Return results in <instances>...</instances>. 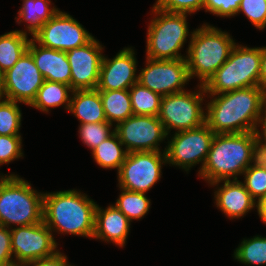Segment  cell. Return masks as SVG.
Segmentation results:
<instances>
[{
  "label": "cell",
  "mask_w": 266,
  "mask_h": 266,
  "mask_svg": "<svg viewBox=\"0 0 266 266\" xmlns=\"http://www.w3.org/2000/svg\"><path fill=\"white\" fill-rule=\"evenodd\" d=\"M210 96L216 98L207 104L205 123L215 134L257 130L266 105V91L260 85Z\"/></svg>",
  "instance_id": "1"
},
{
  "label": "cell",
  "mask_w": 266,
  "mask_h": 266,
  "mask_svg": "<svg viewBox=\"0 0 266 266\" xmlns=\"http://www.w3.org/2000/svg\"><path fill=\"white\" fill-rule=\"evenodd\" d=\"M97 204L76 190L43 194V222L52 231L93 238Z\"/></svg>",
  "instance_id": "2"
},
{
  "label": "cell",
  "mask_w": 266,
  "mask_h": 266,
  "mask_svg": "<svg viewBox=\"0 0 266 266\" xmlns=\"http://www.w3.org/2000/svg\"><path fill=\"white\" fill-rule=\"evenodd\" d=\"M256 137V132L215 134L200 177L211 185L230 177L237 179L250 166Z\"/></svg>",
  "instance_id": "3"
},
{
  "label": "cell",
  "mask_w": 266,
  "mask_h": 266,
  "mask_svg": "<svg viewBox=\"0 0 266 266\" xmlns=\"http://www.w3.org/2000/svg\"><path fill=\"white\" fill-rule=\"evenodd\" d=\"M186 62L190 79L197 76L205 85L219 67L225 63L236 44L226 32L203 25L191 33Z\"/></svg>",
  "instance_id": "4"
},
{
  "label": "cell",
  "mask_w": 266,
  "mask_h": 266,
  "mask_svg": "<svg viewBox=\"0 0 266 266\" xmlns=\"http://www.w3.org/2000/svg\"><path fill=\"white\" fill-rule=\"evenodd\" d=\"M1 177V176H0ZM43 221V193L17 175L0 178V225H34Z\"/></svg>",
  "instance_id": "5"
},
{
  "label": "cell",
  "mask_w": 266,
  "mask_h": 266,
  "mask_svg": "<svg viewBox=\"0 0 266 266\" xmlns=\"http://www.w3.org/2000/svg\"><path fill=\"white\" fill-rule=\"evenodd\" d=\"M261 48L234 45L230 55L204 85L206 93L220 94L260 85Z\"/></svg>",
  "instance_id": "6"
},
{
  "label": "cell",
  "mask_w": 266,
  "mask_h": 266,
  "mask_svg": "<svg viewBox=\"0 0 266 266\" xmlns=\"http://www.w3.org/2000/svg\"><path fill=\"white\" fill-rule=\"evenodd\" d=\"M158 17L151 20L147 35V58L174 60L186 58L178 52L189 35L186 13H171L153 7Z\"/></svg>",
  "instance_id": "7"
},
{
  "label": "cell",
  "mask_w": 266,
  "mask_h": 266,
  "mask_svg": "<svg viewBox=\"0 0 266 266\" xmlns=\"http://www.w3.org/2000/svg\"><path fill=\"white\" fill-rule=\"evenodd\" d=\"M199 88L197 93H188L184 90L162 97L158 118L163 123L167 134L170 129H176L178 132L185 131L205 123L206 113L201 103L206 91L203 85Z\"/></svg>",
  "instance_id": "8"
},
{
  "label": "cell",
  "mask_w": 266,
  "mask_h": 266,
  "mask_svg": "<svg viewBox=\"0 0 266 266\" xmlns=\"http://www.w3.org/2000/svg\"><path fill=\"white\" fill-rule=\"evenodd\" d=\"M215 133L203 125L185 131H177L165 148L167 163L181 166L185 171L202 162V170Z\"/></svg>",
  "instance_id": "9"
},
{
  "label": "cell",
  "mask_w": 266,
  "mask_h": 266,
  "mask_svg": "<svg viewBox=\"0 0 266 266\" xmlns=\"http://www.w3.org/2000/svg\"><path fill=\"white\" fill-rule=\"evenodd\" d=\"M128 153L118 171L120 189L146 193L161 178V167L167 163L165 151Z\"/></svg>",
  "instance_id": "10"
},
{
  "label": "cell",
  "mask_w": 266,
  "mask_h": 266,
  "mask_svg": "<svg viewBox=\"0 0 266 266\" xmlns=\"http://www.w3.org/2000/svg\"><path fill=\"white\" fill-rule=\"evenodd\" d=\"M11 230V249L16 265H24L58 252L52 231L42 221L34 225L19 226ZM57 250V251H56Z\"/></svg>",
  "instance_id": "11"
},
{
  "label": "cell",
  "mask_w": 266,
  "mask_h": 266,
  "mask_svg": "<svg viewBox=\"0 0 266 266\" xmlns=\"http://www.w3.org/2000/svg\"><path fill=\"white\" fill-rule=\"evenodd\" d=\"M115 126L128 153L160 151L159 142L168 135L158 116L132 115Z\"/></svg>",
  "instance_id": "12"
},
{
  "label": "cell",
  "mask_w": 266,
  "mask_h": 266,
  "mask_svg": "<svg viewBox=\"0 0 266 266\" xmlns=\"http://www.w3.org/2000/svg\"><path fill=\"white\" fill-rule=\"evenodd\" d=\"M38 44L67 52L84 46L93 36L69 14L58 11L32 36Z\"/></svg>",
  "instance_id": "13"
},
{
  "label": "cell",
  "mask_w": 266,
  "mask_h": 266,
  "mask_svg": "<svg viewBox=\"0 0 266 266\" xmlns=\"http://www.w3.org/2000/svg\"><path fill=\"white\" fill-rule=\"evenodd\" d=\"M43 82L44 78L32 55L26 51L13 67L4 73L0 96L30 105Z\"/></svg>",
  "instance_id": "14"
},
{
  "label": "cell",
  "mask_w": 266,
  "mask_h": 266,
  "mask_svg": "<svg viewBox=\"0 0 266 266\" xmlns=\"http://www.w3.org/2000/svg\"><path fill=\"white\" fill-rule=\"evenodd\" d=\"M147 59V65L138 75V83L162 97L184 91L190 79L185 58L174 60Z\"/></svg>",
  "instance_id": "15"
},
{
  "label": "cell",
  "mask_w": 266,
  "mask_h": 266,
  "mask_svg": "<svg viewBox=\"0 0 266 266\" xmlns=\"http://www.w3.org/2000/svg\"><path fill=\"white\" fill-rule=\"evenodd\" d=\"M102 46L94 37L84 46L66 52L70 67V87L74 90H94L98 86L103 55Z\"/></svg>",
  "instance_id": "16"
},
{
  "label": "cell",
  "mask_w": 266,
  "mask_h": 266,
  "mask_svg": "<svg viewBox=\"0 0 266 266\" xmlns=\"http://www.w3.org/2000/svg\"><path fill=\"white\" fill-rule=\"evenodd\" d=\"M134 50L124 48L112 60L103 56L98 91L124 90L138 82Z\"/></svg>",
  "instance_id": "17"
},
{
  "label": "cell",
  "mask_w": 266,
  "mask_h": 266,
  "mask_svg": "<svg viewBox=\"0 0 266 266\" xmlns=\"http://www.w3.org/2000/svg\"><path fill=\"white\" fill-rule=\"evenodd\" d=\"M38 45L31 39L27 51L32 55L44 80L70 86L71 67L66 52Z\"/></svg>",
  "instance_id": "18"
},
{
  "label": "cell",
  "mask_w": 266,
  "mask_h": 266,
  "mask_svg": "<svg viewBox=\"0 0 266 266\" xmlns=\"http://www.w3.org/2000/svg\"><path fill=\"white\" fill-rule=\"evenodd\" d=\"M130 220L114 205L95 210V230L93 238L114 242L124 246L129 233Z\"/></svg>",
  "instance_id": "19"
},
{
  "label": "cell",
  "mask_w": 266,
  "mask_h": 266,
  "mask_svg": "<svg viewBox=\"0 0 266 266\" xmlns=\"http://www.w3.org/2000/svg\"><path fill=\"white\" fill-rule=\"evenodd\" d=\"M224 185L215 191L217 207L230 218H239L257 207L255 199L237 179L222 180Z\"/></svg>",
  "instance_id": "20"
},
{
  "label": "cell",
  "mask_w": 266,
  "mask_h": 266,
  "mask_svg": "<svg viewBox=\"0 0 266 266\" xmlns=\"http://www.w3.org/2000/svg\"><path fill=\"white\" fill-rule=\"evenodd\" d=\"M71 94L73 97L70 100L69 111L80 120V124L107 121L97 89L74 90Z\"/></svg>",
  "instance_id": "21"
},
{
  "label": "cell",
  "mask_w": 266,
  "mask_h": 266,
  "mask_svg": "<svg viewBox=\"0 0 266 266\" xmlns=\"http://www.w3.org/2000/svg\"><path fill=\"white\" fill-rule=\"evenodd\" d=\"M107 122L117 124L133 115L129 90L99 91Z\"/></svg>",
  "instance_id": "22"
},
{
  "label": "cell",
  "mask_w": 266,
  "mask_h": 266,
  "mask_svg": "<svg viewBox=\"0 0 266 266\" xmlns=\"http://www.w3.org/2000/svg\"><path fill=\"white\" fill-rule=\"evenodd\" d=\"M31 39L24 31H11L0 36V69L4 74L27 51Z\"/></svg>",
  "instance_id": "23"
},
{
  "label": "cell",
  "mask_w": 266,
  "mask_h": 266,
  "mask_svg": "<svg viewBox=\"0 0 266 266\" xmlns=\"http://www.w3.org/2000/svg\"><path fill=\"white\" fill-rule=\"evenodd\" d=\"M72 91L69 85L44 80L42 86L37 91L35 99L29 106L48 112L49 107L54 109V107L66 103L65 107L69 110L71 97L68 93Z\"/></svg>",
  "instance_id": "24"
},
{
  "label": "cell",
  "mask_w": 266,
  "mask_h": 266,
  "mask_svg": "<svg viewBox=\"0 0 266 266\" xmlns=\"http://www.w3.org/2000/svg\"><path fill=\"white\" fill-rule=\"evenodd\" d=\"M50 3V0H23V5L18 11L19 17L16 20L19 21L18 23L22 20L29 23L27 30L34 35L59 11L55 6L50 8Z\"/></svg>",
  "instance_id": "25"
},
{
  "label": "cell",
  "mask_w": 266,
  "mask_h": 266,
  "mask_svg": "<svg viewBox=\"0 0 266 266\" xmlns=\"http://www.w3.org/2000/svg\"><path fill=\"white\" fill-rule=\"evenodd\" d=\"M122 145L123 143L114 131L110 137L92 150L94 160L100 167L117 168L119 171L128 154L126 150L122 149Z\"/></svg>",
  "instance_id": "26"
},
{
  "label": "cell",
  "mask_w": 266,
  "mask_h": 266,
  "mask_svg": "<svg viewBox=\"0 0 266 266\" xmlns=\"http://www.w3.org/2000/svg\"><path fill=\"white\" fill-rule=\"evenodd\" d=\"M133 115L158 116L162 96L136 82L129 91Z\"/></svg>",
  "instance_id": "27"
},
{
  "label": "cell",
  "mask_w": 266,
  "mask_h": 266,
  "mask_svg": "<svg viewBox=\"0 0 266 266\" xmlns=\"http://www.w3.org/2000/svg\"><path fill=\"white\" fill-rule=\"evenodd\" d=\"M115 206L130 220L141 219L150 208V200L145 193L128 191L121 189Z\"/></svg>",
  "instance_id": "28"
},
{
  "label": "cell",
  "mask_w": 266,
  "mask_h": 266,
  "mask_svg": "<svg viewBox=\"0 0 266 266\" xmlns=\"http://www.w3.org/2000/svg\"><path fill=\"white\" fill-rule=\"evenodd\" d=\"M235 259L244 264L265 265L266 264V237L255 236L243 240L234 252Z\"/></svg>",
  "instance_id": "29"
},
{
  "label": "cell",
  "mask_w": 266,
  "mask_h": 266,
  "mask_svg": "<svg viewBox=\"0 0 266 266\" xmlns=\"http://www.w3.org/2000/svg\"><path fill=\"white\" fill-rule=\"evenodd\" d=\"M2 97L0 96V100ZM21 111L17 102L9 99L0 101V135H20Z\"/></svg>",
  "instance_id": "30"
},
{
  "label": "cell",
  "mask_w": 266,
  "mask_h": 266,
  "mask_svg": "<svg viewBox=\"0 0 266 266\" xmlns=\"http://www.w3.org/2000/svg\"><path fill=\"white\" fill-rule=\"evenodd\" d=\"M111 127L107 121L80 124L79 134L83 143L93 150L114 133L115 130L110 132Z\"/></svg>",
  "instance_id": "31"
},
{
  "label": "cell",
  "mask_w": 266,
  "mask_h": 266,
  "mask_svg": "<svg viewBox=\"0 0 266 266\" xmlns=\"http://www.w3.org/2000/svg\"><path fill=\"white\" fill-rule=\"evenodd\" d=\"M244 187L250 195L260 201L266 196V168L248 167L244 173Z\"/></svg>",
  "instance_id": "32"
},
{
  "label": "cell",
  "mask_w": 266,
  "mask_h": 266,
  "mask_svg": "<svg viewBox=\"0 0 266 266\" xmlns=\"http://www.w3.org/2000/svg\"><path fill=\"white\" fill-rule=\"evenodd\" d=\"M240 12L259 30L266 27V0H241L236 14Z\"/></svg>",
  "instance_id": "33"
},
{
  "label": "cell",
  "mask_w": 266,
  "mask_h": 266,
  "mask_svg": "<svg viewBox=\"0 0 266 266\" xmlns=\"http://www.w3.org/2000/svg\"><path fill=\"white\" fill-rule=\"evenodd\" d=\"M21 135H0V165L22 157Z\"/></svg>",
  "instance_id": "34"
},
{
  "label": "cell",
  "mask_w": 266,
  "mask_h": 266,
  "mask_svg": "<svg viewBox=\"0 0 266 266\" xmlns=\"http://www.w3.org/2000/svg\"><path fill=\"white\" fill-rule=\"evenodd\" d=\"M205 0H157L153 6L171 13H194L203 8Z\"/></svg>",
  "instance_id": "35"
},
{
  "label": "cell",
  "mask_w": 266,
  "mask_h": 266,
  "mask_svg": "<svg viewBox=\"0 0 266 266\" xmlns=\"http://www.w3.org/2000/svg\"><path fill=\"white\" fill-rule=\"evenodd\" d=\"M241 0H205L203 8L207 12L221 16L230 17L236 15Z\"/></svg>",
  "instance_id": "36"
},
{
  "label": "cell",
  "mask_w": 266,
  "mask_h": 266,
  "mask_svg": "<svg viewBox=\"0 0 266 266\" xmlns=\"http://www.w3.org/2000/svg\"><path fill=\"white\" fill-rule=\"evenodd\" d=\"M11 249V230L0 225V266L15 265Z\"/></svg>",
  "instance_id": "37"
},
{
  "label": "cell",
  "mask_w": 266,
  "mask_h": 266,
  "mask_svg": "<svg viewBox=\"0 0 266 266\" xmlns=\"http://www.w3.org/2000/svg\"><path fill=\"white\" fill-rule=\"evenodd\" d=\"M262 137H256L253 140V147L251 150V163L250 167L266 168V144H262Z\"/></svg>",
  "instance_id": "38"
},
{
  "label": "cell",
  "mask_w": 266,
  "mask_h": 266,
  "mask_svg": "<svg viewBox=\"0 0 266 266\" xmlns=\"http://www.w3.org/2000/svg\"><path fill=\"white\" fill-rule=\"evenodd\" d=\"M72 266L67 264V257L63 255L61 252H57L53 256L42 258L40 260H36L22 266Z\"/></svg>",
  "instance_id": "39"
},
{
  "label": "cell",
  "mask_w": 266,
  "mask_h": 266,
  "mask_svg": "<svg viewBox=\"0 0 266 266\" xmlns=\"http://www.w3.org/2000/svg\"><path fill=\"white\" fill-rule=\"evenodd\" d=\"M260 86L266 91V47L261 48Z\"/></svg>",
  "instance_id": "40"
},
{
  "label": "cell",
  "mask_w": 266,
  "mask_h": 266,
  "mask_svg": "<svg viewBox=\"0 0 266 266\" xmlns=\"http://www.w3.org/2000/svg\"><path fill=\"white\" fill-rule=\"evenodd\" d=\"M257 212L262 221L266 224V196L257 201Z\"/></svg>",
  "instance_id": "41"
},
{
  "label": "cell",
  "mask_w": 266,
  "mask_h": 266,
  "mask_svg": "<svg viewBox=\"0 0 266 266\" xmlns=\"http://www.w3.org/2000/svg\"><path fill=\"white\" fill-rule=\"evenodd\" d=\"M264 109H265V110H263L264 113H265L264 117L261 116L260 119H259V122H258L259 125L262 124V130H263L262 132H263V134H261L258 129L255 132H256V136L257 137H262V135H263L264 144H266V105H265Z\"/></svg>",
  "instance_id": "42"
},
{
  "label": "cell",
  "mask_w": 266,
  "mask_h": 266,
  "mask_svg": "<svg viewBox=\"0 0 266 266\" xmlns=\"http://www.w3.org/2000/svg\"><path fill=\"white\" fill-rule=\"evenodd\" d=\"M3 73H2V71H1V69H0V86H1V83H2V80H3Z\"/></svg>",
  "instance_id": "43"
}]
</instances>
